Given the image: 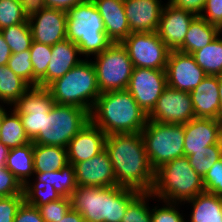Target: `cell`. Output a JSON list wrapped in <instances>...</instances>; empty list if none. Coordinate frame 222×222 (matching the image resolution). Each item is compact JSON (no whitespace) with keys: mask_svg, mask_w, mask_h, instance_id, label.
Instances as JSON below:
<instances>
[{"mask_svg":"<svg viewBox=\"0 0 222 222\" xmlns=\"http://www.w3.org/2000/svg\"><path fill=\"white\" fill-rule=\"evenodd\" d=\"M33 0H0V31L28 20Z\"/></svg>","mask_w":222,"mask_h":222,"instance_id":"obj_32","label":"cell"},{"mask_svg":"<svg viewBox=\"0 0 222 222\" xmlns=\"http://www.w3.org/2000/svg\"><path fill=\"white\" fill-rule=\"evenodd\" d=\"M36 4L47 8H55L68 12L77 4L83 3L87 0H33Z\"/></svg>","mask_w":222,"mask_h":222,"instance_id":"obj_47","label":"cell"},{"mask_svg":"<svg viewBox=\"0 0 222 222\" xmlns=\"http://www.w3.org/2000/svg\"><path fill=\"white\" fill-rule=\"evenodd\" d=\"M11 55V49L9 45L5 42L4 36L0 31V66L7 65Z\"/></svg>","mask_w":222,"mask_h":222,"instance_id":"obj_48","label":"cell"},{"mask_svg":"<svg viewBox=\"0 0 222 222\" xmlns=\"http://www.w3.org/2000/svg\"><path fill=\"white\" fill-rule=\"evenodd\" d=\"M66 38L76 43L86 59L102 53L112 44L92 0L77 4L67 12Z\"/></svg>","mask_w":222,"mask_h":222,"instance_id":"obj_4","label":"cell"},{"mask_svg":"<svg viewBox=\"0 0 222 222\" xmlns=\"http://www.w3.org/2000/svg\"><path fill=\"white\" fill-rule=\"evenodd\" d=\"M165 71L168 87L188 93L208 76L192 54L179 50L170 52Z\"/></svg>","mask_w":222,"mask_h":222,"instance_id":"obj_15","label":"cell"},{"mask_svg":"<svg viewBox=\"0 0 222 222\" xmlns=\"http://www.w3.org/2000/svg\"><path fill=\"white\" fill-rule=\"evenodd\" d=\"M195 14L165 4L157 29V34L171 50H178L184 43L185 36Z\"/></svg>","mask_w":222,"mask_h":222,"instance_id":"obj_16","label":"cell"},{"mask_svg":"<svg viewBox=\"0 0 222 222\" xmlns=\"http://www.w3.org/2000/svg\"><path fill=\"white\" fill-rule=\"evenodd\" d=\"M30 88L7 65L0 66V104H13Z\"/></svg>","mask_w":222,"mask_h":222,"instance_id":"obj_30","label":"cell"},{"mask_svg":"<svg viewBox=\"0 0 222 222\" xmlns=\"http://www.w3.org/2000/svg\"><path fill=\"white\" fill-rule=\"evenodd\" d=\"M55 105L46 87H30L12 106L19 114L26 135L32 141L43 131L44 117Z\"/></svg>","mask_w":222,"mask_h":222,"instance_id":"obj_11","label":"cell"},{"mask_svg":"<svg viewBox=\"0 0 222 222\" xmlns=\"http://www.w3.org/2000/svg\"><path fill=\"white\" fill-rule=\"evenodd\" d=\"M33 158L35 173L60 170L69 164L66 148L60 146L34 144Z\"/></svg>","mask_w":222,"mask_h":222,"instance_id":"obj_28","label":"cell"},{"mask_svg":"<svg viewBox=\"0 0 222 222\" xmlns=\"http://www.w3.org/2000/svg\"><path fill=\"white\" fill-rule=\"evenodd\" d=\"M90 122V113L72 105L56 104L44 117L43 131L32 140L34 144L67 147L69 141Z\"/></svg>","mask_w":222,"mask_h":222,"instance_id":"obj_8","label":"cell"},{"mask_svg":"<svg viewBox=\"0 0 222 222\" xmlns=\"http://www.w3.org/2000/svg\"><path fill=\"white\" fill-rule=\"evenodd\" d=\"M84 59L76 43L67 38L52 45L51 60L46 74L39 80V87H47Z\"/></svg>","mask_w":222,"mask_h":222,"instance_id":"obj_21","label":"cell"},{"mask_svg":"<svg viewBox=\"0 0 222 222\" xmlns=\"http://www.w3.org/2000/svg\"><path fill=\"white\" fill-rule=\"evenodd\" d=\"M159 202V203H156ZM151 206V222H186L182 203L166 202L155 198ZM181 210V211H180ZM181 212V213H180Z\"/></svg>","mask_w":222,"mask_h":222,"instance_id":"obj_36","label":"cell"},{"mask_svg":"<svg viewBox=\"0 0 222 222\" xmlns=\"http://www.w3.org/2000/svg\"><path fill=\"white\" fill-rule=\"evenodd\" d=\"M189 94L195 117L221 120L218 76L208 75Z\"/></svg>","mask_w":222,"mask_h":222,"instance_id":"obj_23","label":"cell"},{"mask_svg":"<svg viewBox=\"0 0 222 222\" xmlns=\"http://www.w3.org/2000/svg\"><path fill=\"white\" fill-rule=\"evenodd\" d=\"M152 199V200H151ZM151 192H141L127 207L121 222H151Z\"/></svg>","mask_w":222,"mask_h":222,"instance_id":"obj_35","label":"cell"},{"mask_svg":"<svg viewBox=\"0 0 222 222\" xmlns=\"http://www.w3.org/2000/svg\"><path fill=\"white\" fill-rule=\"evenodd\" d=\"M73 166L77 186H117L113 166L105 149L91 159L75 163Z\"/></svg>","mask_w":222,"mask_h":222,"instance_id":"obj_17","label":"cell"},{"mask_svg":"<svg viewBox=\"0 0 222 222\" xmlns=\"http://www.w3.org/2000/svg\"><path fill=\"white\" fill-rule=\"evenodd\" d=\"M140 133L154 171L171 160L184 156V124L148 120Z\"/></svg>","mask_w":222,"mask_h":222,"instance_id":"obj_7","label":"cell"},{"mask_svg":"<svg viewBox=\"0 0 222 222\" xmlns=\"http://www.w3.org/2000/svg\"><path fill=\"white\" fill-rule=\"evenodd\" d=\"M183 204L190 209L186 222H222V196L203 192Z\"/></svg>","mask_w":222,"mask_h":222,"instance_id":"obj_25","label":"cell"},{"mask_svg":"<svg viewBox=\"0 0 222 222\" xmlns=\"http://www.w3.org/2000/svg\"><path fill=\"white\" fill-rule=\"evenodd\" d=\"M9 107H11V106L8 104H0V129H1V123H2L3 117L5 115V112L9 109Z\"/></svg>","mask_w":222,"mask_h":222,"instance_id":"obj_51","label":"cell"},{"mask_svg":"<svg viewBox=\"0 0 222 222\" xmlns=\"http://www.w3.org/2000/svg\"><path fill=\"white\" fill-rule=\"evenodd\" d=\"M28 22L33 41L52 46L66 39V11L47 8L33 1L29 7Z\"/></svg>","mask_w":222,"mask_h":222,"instance_id":"obj_12","label":"cell"},{"mask_svg":"<svg viewBox=\"0 0 222 222\" xmlns=\"http://www.w3.org/2000/svg\"><path fill=\"white\" fill-rule=\"evenodd\" d=\"M30 54L33 65V87L39 86V80L46 74L52 56V46L33 41Z\"/></svg>","mask_w":222,"mask_h":222,"instance_id":"obj_37","label":"cell"},{"mask_svg":"<svg viewBox=\"0 0 222 222\" xmlns=\"http://www.w3.org/2000/svg\"><path fill=\"white\" fill-rule=\"evenodd\" d=\"M105 150L111 160L117 186L139 192L152 191L155 171L140 132L107 135Z\"/></svg>","mask_w":222,"mask_h":222,"instance_id":"obj_1","label":"cell"},{"mask_svg":"<svg viewBox=\"0 0 222 222\" xmlns=\"http://www.w3.org/2000/svg\"><path fill=\"white\" fill-rule=\"evenodd\" d=\"M102 17L105 33L112 43H122L131 33L124 0H92Z\"/></svg>","mask_w":222,"mask_h":222,"instance_id":"obj_22","label":"cell"},{"mask_svg":"<svg viewBox=\"0 0 222 222\" xmlns=\"http://www.w3.org/2000/svg\"><path fill=\"white\" fill-rule=\"evenodd\" d=\"M167 87L165 69L134 67L127 91L148 115Z\"/></svg>","mask_w":222,"mask_h":222,"instance_id":"obj_13","label":"cell"},{"mask_svg":"<svg viewBox=\"0 0 222 222\" xmlns=\"http://www.w3.org/2000/svg\"><path fill=\"white\" fill-rule=\"evenodd\" d=\"M45 187L54 188L61 197L71 198L77 189L74 166L67 164L60 170L34 173L23 190H44Z\"/></svg>","mask_w":222,"mask_h":222,"instance_id":"obj_24","label":"cell"},{"mask_svg":"<svg viewBox=\"0 0 222 222\" xmlns=\"http://www.w3.org/2000/svg\"><path fill=\"white\" fill-rule=\"evenodd\" d=\"M200 17L204 18L209 24L222 26V0H206Z\"/></svg>","mask_w":222,"mask_h":222,"instance_id":"obj_44","label":"cell"},{"mask_svg":"<svg viewBox=\"0 0 222 222\" xmlns=\"http://www.w3.org/2000/svg\"><path fill=\"white\" fill-rule=\"evenodd\" d=\"M57 222H88L83 216L73 208H71L62 218Z\"/></svg>","mask_w":222,"mask_h":222,"instance_id":"obj_49","label":"cell"},{"mask_svg":"<svg viewBox=\"0 0 222 222\" xmlns=\"http://www.w3.org/2000/svg\"><path fill=\"white\" fill-rule=\"evenodd\" d=\"M193 118L195 113L190 94L170 87L162 92L148 114V120L168 124H185Z\"/></svg>","mask_w":222,"mask_h":222,"instance_id":"obj_14","label":"cell"},{"mask_svg":"<svg viewBox=\"0 0 222 222\" xmlns=\"http://www.w3.org/2000/svg\"><path fill=\"white\" fill-rule=\"evenodd\" d=\"M121 44L127 49L133 67L166 69L171 50L157 32L130 33Z\"/></svg>","mask_w":222,"mask_h":222,"instance_id":"obj_10","label":"cell"},{"mask_svg":"<svg viewBox=\"0 0 222 222\" xmlns=\"http://www.w3.org/2000/svg\"><path fill=\"white\" fill-rule=\"evenodd\" d=\"M12 195H24L23 185L5 166H0V197Z\"/></svg>","mask_w":222,"mask_h":222,"instance_id":"obj_40","label":"cell"},{"mask_svg":"<svg viewBox=\"0 0 222 222\" xmlns=\"http://www.w3.org/2000/svg\"><path fill=\"white\" fill-rule=\"evenodd\" d=\"M24 195L0 197V222H13Z\"/></svg>","mask_w":222,"mask_h":222,"instance_id":"obj_43","label":"cell"},{"mask_svg":"<svg viewBox=\"0 0 222 222\" xmlns=\"http://www.w3.org/2000/svg\"><path fill=\"white\" fill-rule=\"evenodd\" d=\"M187 157L190 166L200 177L204 178L214 163L222 158V140L218 144L209 145L200 151H194V154Z\"/></svg>","mask_w":222,"mask_h":222,"instance_id":"obj_34","label":"cell"},{"mask_svg":"<svg viewBox=\"0 0 222 222\" xmlns=\"http://www.w3.org/2000/svg\"><path fill=\"white\" fill-rule=\"evenodd\" d=\"M107 135L91 121L83 127L66 147L69 164L91 159L105 149Z\"/></svg>","mask_w":222,"mask_h":222,"instance_id":"obj_20","label":"cell"},{"mask_svg":"<svg viewBox=\"0 0 222 222\" xmlns=\"http://www.w3.org/2000/svg\"><path fill=\"white\" fill-rule=\"evenodd\" d=\"M24 200L35 207L62 198L54 188L45 187L44 190H23Z\"/></svg>","mask_w":222,"mask_h":222,"instance_id":"obj_42","label":"cell"},{"mask_svg":"<svg viewBox=\"0 0 222 222\" xmlns=\"http://www.w3.org/2000/svg\"><path fill=\"white\" fill-rule=\"evenodd\" d=\"M141 192L122 186H77L72 208L88 222H121L128 205Z\"/></svg>","mask_w":222,"mask_h":222,"instance_id":"obj_3","label":"cell"},{"mask_svg":"<svg viewBox=\"0 0 222 222\" xmlns=\"http://www.w3.org/2000/svg\"><path fill=\"white\" fill-rule=\"evenodd\" d=\"M72 208L71 198L62 197L38 207L44 222H57Z\"/></svg>","mask_w":222,"mask_h":222,"instance_id":"obj_39","label":"cell"},{"mask_svg":"<svg viewBox=\"0 0 222 222\" xmlns=\"http://www.w3.org/2000/svg\"><path fill=\"white\" fill-rule=\"evenodd\" d=\"M184 133V156H189L222 140V120L195 117L184 124Z\"/></svg>","mask_w":222,"mask_h":222,"instance_id":"obj_18","label":"cell"},{"mask_svg":"<svg viewBox=\"0 0 222 222\" xmlns=\"http://www.w3.org/2000/svg\"><path fill=\"white\" fill-rule=\"evenodd\" d=\"M218 84H219V98L221 105V120H222V75H218Z\"/></svg>","mask_w":222,"mask_h":222,"instance_id":"obj_52","label":"cell"},{"mask_svg":"<svg viewBox=\"0 0 222 222\" xmlns=\"http://www.w3.org/2000/svg\"><path fill=\"white\" fill-rule=\"evenodd\" d=\"M173 7L192 12L196 16H200L205 6L206 0H167Z\"/></svg>","mask_w":222,"mask_h":222,"instance_id":"obj_46","label":"cell"},{"mask_svg":"<svg viewBox=\"0 0 222 222\" xmlns=\"http://www.w3.org/2000/svg\"><path fill=\"white\" fill-rule=\"evenodd\" d=\"M165 4L162 0H124L131 33L156 32Z\"/></svg>","mask_w":222,"mask_h":222,"instance_id":"obj_19","label":"cell"},{"mask_svg":"<svg viewBox=\"0 0 222 222\" xmlns=\"http://www.w3.org/2000/svg\"><path fill=\"white\" fill-rule=\"evenodd\" d=\"M46 88L56 104L81 107L89 113L101 94L95 67L86 58Z\"/></svg>","mask_w":222,"mask_h":222,"instance_id":"obj_6","label":"cell"},{"mask_svg":"<svg viewBox=\"0 0 222 222\" xmlns=\"http://www.w3.org/2000/svg\"><path fill=\"white\" fill-rule=\"evenodd\" d=\"M90 60L95 67L101 93L127 90L134 67L127 49L121 43H112Z\"/></svg>","mask_w":222,"mask_h":222,"instance_id":"obj_9","label":"cell"},{"mask_svg":"<svg viewBox=\"0 0 222 222\" xmlns=\"http://www.w3.org/2000/svg\"><path fill=\"white\" fill-rule=\"evenodd\" d=\"M90 121L106 135L141 132L148 115L127 90L101 93L90 112Z\"/></svg>","mask_w":222,"mask_h":222,"instance_id":"obj_2","label":"cell"},{"mask_svg":"<svg viewBox=\"0 0 222 222\" xmlns=\"http://www.w3.org/2000/svg\"><path fill=\"white\" fill-rule=\"evenodd\" d=\"M7 66L30 87H33V65L30 50L13 53L8 60Z\"/></svg>","mask_w":222,"mask_h":222,"instance_id":"obj_38","label":"cell"},{"mask_svg":"<svg viewBox=\"0 0 222 222\" xmlns=\"http://www.w3.org/2000/svg\"><path fill=\"white\" fill-rule=\"evenodd\" d=\"M205 192L222 196V158L210 168L203 178Z\"/></svg>","mask_w":222,"mask_h":222,"instance_id":"obj_41","label":"cell"},{"mask_svg":"<svg viewBox=\"0 0 222 222\" xmlns=\"http://www.w3.org/2000/svg\"><path fill=\"white\" fill-rule=\"evenodd\" d=\"M34 143L13 148L9 150L6 158L5 167L19 180L24 186L34 175Z\"/></svg>","mask_w":222,"mask_h":222,"instance_id":"obj_27","label":"cell"},{"mask_svg":"<svg viewBox=\"0 0 222 222\" xmlns=\"http://www.w3.org/2000/svg\"><path fill=\"white\" fill-rule=\"evenodd\" d=\"M13 222H44V220L39 209L24 200L18 208Z\"/></svg>","mask_w":222,"mask_h":222,"instance_id":"obj_45","label":"cell"},{"mask_svg":"<svg viewBox=\"0 0 222 222\" xmlns=\"http://www.w3.org/2000/svg\"><path fill=\"white\" fill-rule=\"evenodd\" d=\"M9 150L8 147L0 142V166H5Z\"/></svg>","mask_w":222,"mask_h":222,"instance_id":"obj_50","label":"cell"},{"mask_svg":"<svg viewBox=\"0 0 222 222\" xmlns=\"http://www.w3.org/2000/svg\"><path fill=\"white\" fill-rule=\"evenodd\" d=\"M5 42L9 45L12 54L20 53L31 48L33 42L28 20L1 30Z\"/></svg>","mask_w":222,"mask_h":222,"instance_id":"obj_33","label":"cell"},{"mask_svg":"<svg viewBox=\"0 0 222 222\" xmlns=\"http://www.w3.org/2000/svg\"><path fill=\"white\" fill-rule=\"evenodd\" d=\"M192 56L207 75H222V33L204 48L193 52Z\"/></svg>","mask_w":222,"mask_h":222,"instance_id":"obj_31","label":"cell"},{"mask_svg":"<svg viewBox=\"0 0 222 222\" xmlns=\"http://www.w3.org/2000/svg\"><path fill=\"white\" fill-rule=\"evenodd\" d=\"M0 142L13 149L32 142L26 135L19 114L12 108L5 112L0 129Z\"/></svg>","mask_w":222,"mask_h":222,"instance_id":"obj_29","label":"cell"},{"mask_svg":"<svg viewBox=\"0 0 222 222\" xmlns=\"http://www.w3.org/2000/svg\"><path fill=\"white\" fill-rule=\"evenodd\" d=\"M203 192V178L190 166L187 156L171 160L155 171L151 193L156 199L183 204Z\"/></svg>","mask_w":222,"mask_h":222,"instance_id":"obj_5","label":"cell"},{"mask_svg":"<svg viewBox=\"0 0 222 222\" xmlns=\"http://www.w3.org/2000/svg\"><path fill=\"white\" fill-rule=\"evenodd\" d=\"M221 33L216 25L209 24L204 18L196 16L189 25L181 52L192 54L213 42Z\"/></svg>","mask_w":222,"mask_h":222,"instance_id":"obj_26","label":"cell"}]
</instances>
